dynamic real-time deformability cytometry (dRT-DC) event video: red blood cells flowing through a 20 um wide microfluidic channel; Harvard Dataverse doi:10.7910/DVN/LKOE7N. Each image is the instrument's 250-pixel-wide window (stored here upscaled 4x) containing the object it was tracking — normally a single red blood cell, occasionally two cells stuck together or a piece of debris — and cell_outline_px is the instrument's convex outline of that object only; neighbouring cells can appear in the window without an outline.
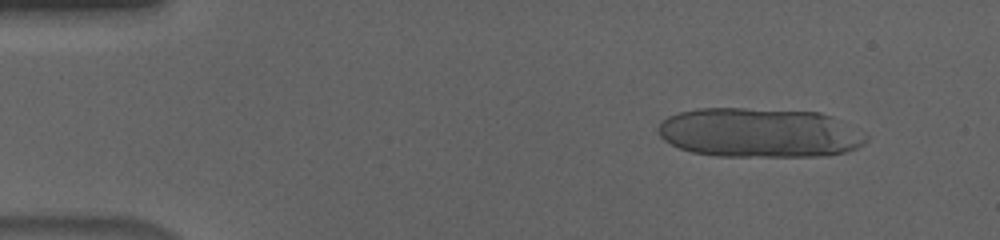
{"species": "human", "species_latin": "Homo sapiens", "temperature_condition": "cold", "stored_images_in_passage": 17, "camera_frame_rate_fps": 3000, "um_per_image_px": 0.085, "donor": {"sex": "male"}, "frame": {"image": 1, "passage_image": 5, "time_ms": 1.333, "image_size_px": [1000, 240], "cell_outline_px": [[868, 140], [864, 144], [856, 148], [844, 152], [820, 156], [716, 156], [692, 152], [680, 148], [664, 140], [660, 136], [656, 128], [660, 120], [668, 116], [680, 112], [700, 108], [744, 108], [820, 112], [832, 116], [868, 136]], "centroid_in_image_um": [64.51, 11.28], "position_along_channel_um": 20.5, "area_um2": 60.05}}